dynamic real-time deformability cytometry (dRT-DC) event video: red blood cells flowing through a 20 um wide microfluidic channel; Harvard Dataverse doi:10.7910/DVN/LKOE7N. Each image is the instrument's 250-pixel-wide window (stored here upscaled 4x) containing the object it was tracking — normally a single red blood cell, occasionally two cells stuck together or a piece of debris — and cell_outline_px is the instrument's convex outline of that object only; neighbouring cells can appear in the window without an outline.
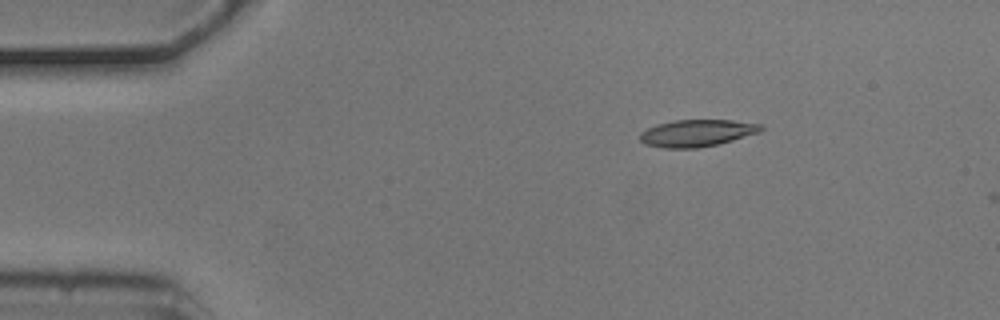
{"species": "common noctule bat (a hibernating species)", "species_latin": "Nyctalus noctula", "temperature_condition": "cold", "stored_images_in_passage": 5, "camera_frame_rate_fps": 3000, "um_per_image_px": 0.085, "animal": {"sex": "male", "body_mass_g": 20.5, "forearm_length_mm": 52.5}, "frame": {"image": 1, "passage_image": 3, "time_ms": 0.667, "image_size_px": [1000, 320], "cell_outline_px": [[764, 128], [760, 132], [720, 144], [696, 148], [664, 148], [644, 144], [640, 140], [640, 132], [656, 124], [676, 120], [732, 120], [764, 124]], "centroid_in_image_um": [59.26, 11.31], "position_along_channel_um": 25.7, "area_um2": 19.19}}
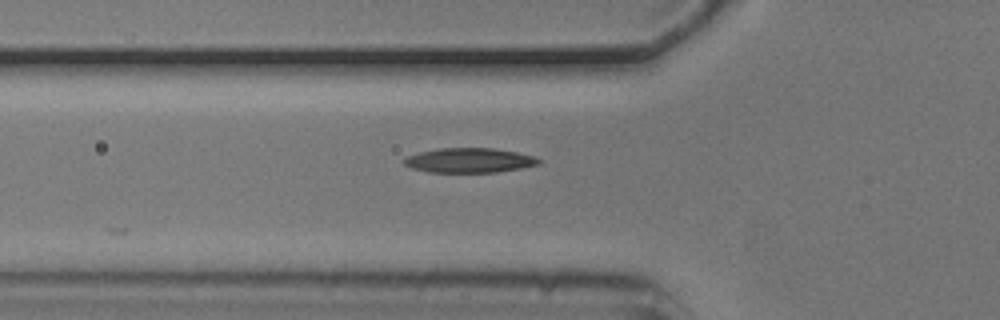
{"frame": {"image": 2, "passage_image": 5, "time_ms": 1.333, "image_size_px": [1000, 320], "cell_outline_px": [[544, 160], [540, 164], [520, 168], [496, 172], [428, 172], [412, 168], [404, 164], [400, 160], [408, 156], [420, 152], [440, 148], [492, 148], [516, 152], [532, 156]], "centroid_in_image_um": [39.88, 13.63], "position_along_channel_um": 85.9, "area_um2": 19.31}}